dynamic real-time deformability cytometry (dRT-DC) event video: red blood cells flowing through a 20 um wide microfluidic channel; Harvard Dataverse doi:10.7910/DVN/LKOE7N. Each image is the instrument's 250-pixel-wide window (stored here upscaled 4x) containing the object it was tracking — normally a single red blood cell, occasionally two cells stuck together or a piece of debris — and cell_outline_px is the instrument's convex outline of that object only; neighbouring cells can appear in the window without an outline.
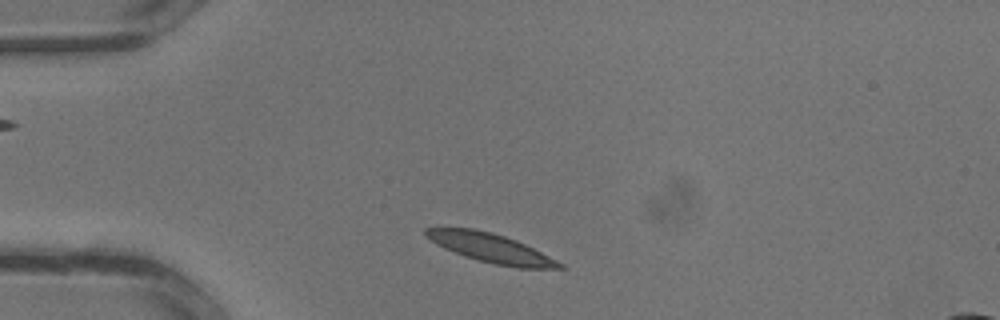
{"species": "common noctule bat (a hibernating species)", "species_latin": "Nyctalus noctula", "temperature_condition": "warm", "stored_images_in_passage": 26, "camera_frame_rate_fps": 3000, "um_per_image_px": 0.085, "animal": {"sex": "male", "body_mass_g": 13.3}, "frame": {"image": 1, "passage_image": 1, "time_ms": 0.0, "image_size_px": [1000, 320], "cell_outline_px": [[568, 268], [516, 268], [496, 264], [480, 260], [444, 248], [436, 244], [424, 232], [424, 228], [472, 228], [492, 232], [516, 240], [564, 264]], "centroid_in_image_um": [41.75, 21.08], "position_along_channel_um": 43.2, "area_um2": 22.02}}
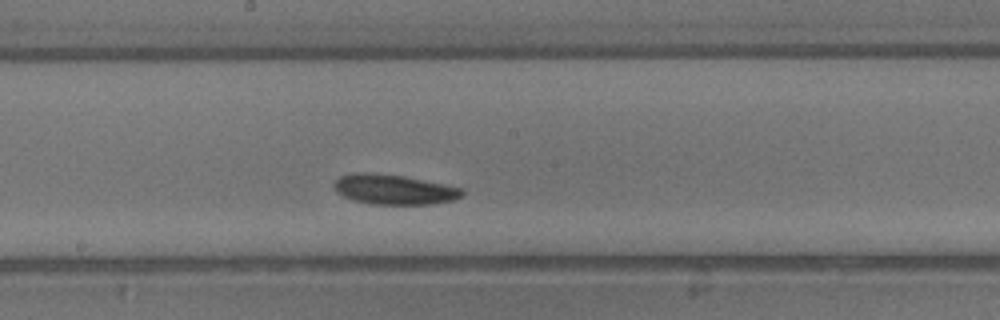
{"frame": {"image": 2, "passage_image": 11, "time_ms": 3.333, "image_size_px": [1000, 320], "cell_outline_px": [[464, 192], [460, 196], [452, 200], [432, 204], [368, 204], [352, 200], [336, 192], [332, 184], [340, 176], [352, 172], [368, 172], [404, 176], [444, 184], [460, 188]], "centroid_in_image_um": [33.41, 16.1], "position_along_channel_um": 214.8, "area_um2": 22.37}}
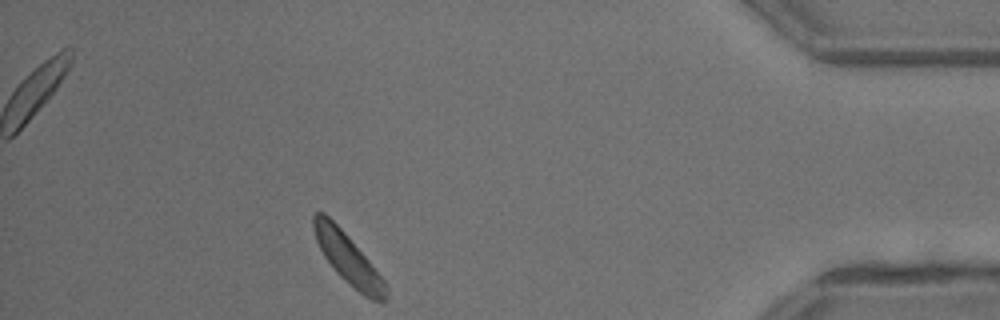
{"frame": {"image": 3, "passage_image": 23, "time_ms": 7.333, "image_size_px": [1000, 320], "cell_outline_px": [[388, 300], [384, 304], [372, 300], [364, 296], [348, 284], [336, 272], [324, 256], [316, 240], [312, 224], [312, 216], [316, 212], [324, 212], [344, 232], [368, 260], [384, 280], [388, 288]], "centroid_in_image_um": [29.61, 22.05], "position_along_channel_um": 405.6, "area_um2": 21.1}}